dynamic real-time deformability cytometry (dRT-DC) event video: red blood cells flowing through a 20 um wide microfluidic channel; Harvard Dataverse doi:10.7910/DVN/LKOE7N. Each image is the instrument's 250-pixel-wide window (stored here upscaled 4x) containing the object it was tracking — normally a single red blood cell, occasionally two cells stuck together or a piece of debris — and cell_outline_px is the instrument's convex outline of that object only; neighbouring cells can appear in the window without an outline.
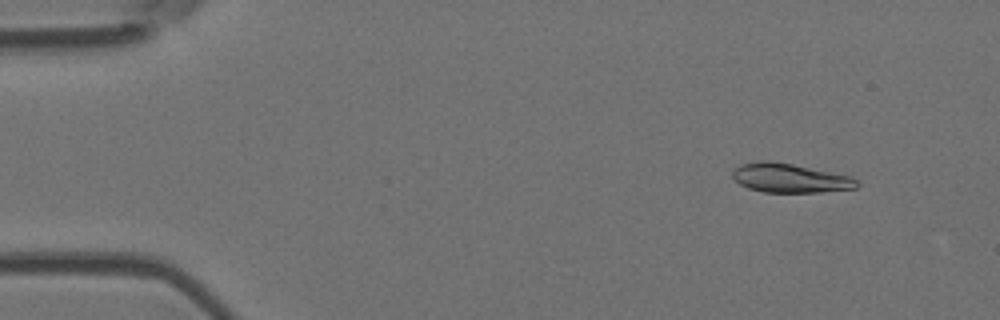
{"species": "Egyptian fruit bat (a non-hibernating species)", "species_latin": "Rousettus aegyptiacus", "temperature_condition": "room temperature", "stored_images_in_passage": 39, "camera_frame_rate_fps": 3000, "um_per_image_px": 0.085, "animal": {"sex": "female"}, "frame": {"image": 1, "passage_image": 1, "time_ms": 0.0, "image_size_px": [1000, 320], "cell_outline_px": [[860, 184], [856, 188], [820, 192], [764, 192], [748, 188], [740, 184], [732, 176], [732, 172], [740, 164], [756, 160], [768, 160], [792, 164], [852, 176]], "centroid_in_image_um": [67.14, 15.13], "position_along_channel_um": 17.9, "area_um2": 21.1}}
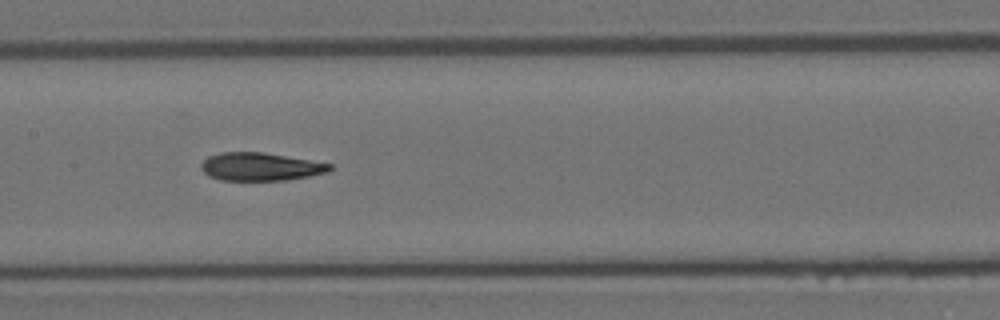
{"frame": {"image": 2, "passage_image": 22, "time_ms": 7.0, "image_size_px": [1000, 320], "cell_outline_px": [[332, 168], [328, 172], [308, 176], [284, 180], [220, 180], [208, 176], [200, 168], [200, 164], [208, 156], [220, 152], [264, 152], [332, 164]], "centroid_in_image_um": [22.09, 14.16], "position_along_channel_um": 185.3, "area_um2": 20.98}}
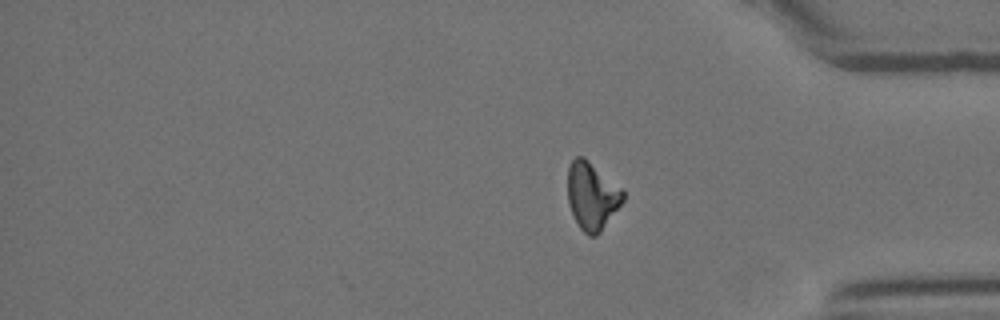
{"frame": {"image": 3, "passage_image": 39, "time_ms": 12.667, "image_size_px": [1000, 320], "cell_outline_px": [[624, 200], [600, 232], [596, 236], [588, 236], [580, 228], [568, 204], [568, 168], [572, 160], [576, 156], [584, 156], [620, 188], [624, 192]], "centroid_in_image_um": [50.3, 16.65], "position_along_channel_um": 384.9, "area_um2": 21.44}, "authors_computed_cell_mechanics": {"area_um2": 21.675, "velocity_mm_per_s": 3.7768, "shape_relaxation_time_tau1_ms": 8.9593, "shape_relaxation_time_tau2_ms": 3.1879, "deformation_change_tau1": 0.2469, "deformation_change_tau2": 0.0761}}